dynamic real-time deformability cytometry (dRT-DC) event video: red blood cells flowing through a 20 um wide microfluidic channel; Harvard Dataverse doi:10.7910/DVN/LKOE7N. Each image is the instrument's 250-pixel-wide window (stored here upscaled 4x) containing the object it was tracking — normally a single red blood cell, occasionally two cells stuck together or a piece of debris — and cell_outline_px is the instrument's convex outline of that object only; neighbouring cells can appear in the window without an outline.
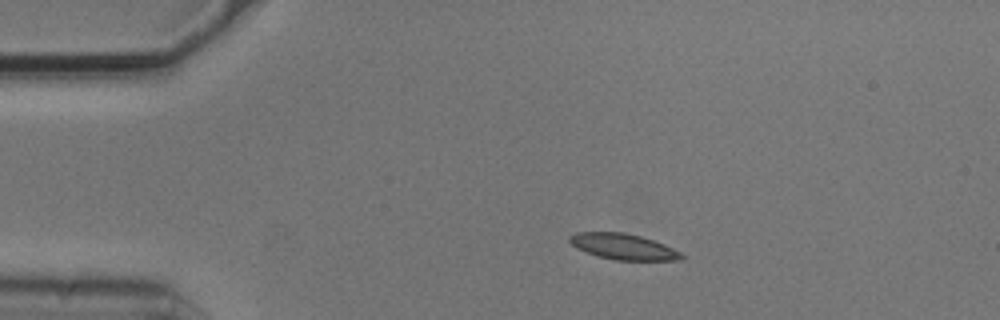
{"species": "common noctule bat (a hibernating species)", "species_latin": "Nyctalus noctula", "temperature_condition": "cold", "stored_images_in_passage": 5, "camera_frame_rate_fps": 3000, "um_per_image_px": 0.085, "animal": {"sex": "male", "body_mass_g": 20.5, "forearm_length_mm": 52.5}, "frame": {"image": 1, "passage_image": 3, "time_ms": 0.667, "image_size_px": [1000, 320], "cell_outline_px": [[684, 256], [680, 260], [616, 260], [596, 256], [576, 248], [568, 240], [568, 236], [576, 232], [624, 232], [640, 236], [664, 244], [680, 252]], "centroid_in_image_um": [52.93, 20.96], "position_along_channel_um": 32.1, "area_um2": 16.82}}